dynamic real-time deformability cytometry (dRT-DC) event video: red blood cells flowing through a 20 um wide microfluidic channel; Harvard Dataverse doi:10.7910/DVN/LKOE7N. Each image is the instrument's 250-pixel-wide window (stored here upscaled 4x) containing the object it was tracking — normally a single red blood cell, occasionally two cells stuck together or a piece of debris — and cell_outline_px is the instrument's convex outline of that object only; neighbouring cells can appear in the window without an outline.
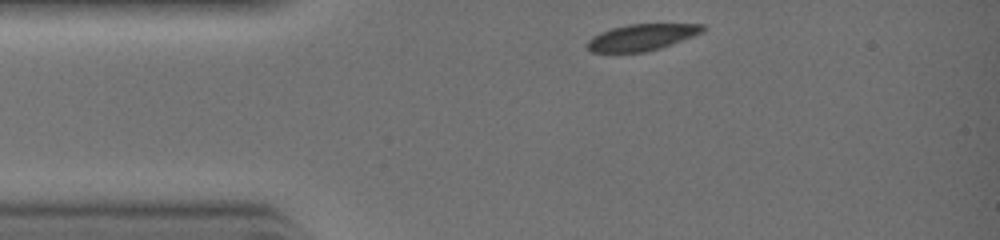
{"species": "common noctule bat (a hibernating species)", "species_latin": "Nyctalus noctula", "temperature_condition": "warm", "stored_images_in_passage": 23, "camera_frame_rate_fps": 3000, "um_per_image_px": 0.085, "animal": {"sex": "female", "body_mass_g": 19.0, "forearm_length_mm": 51.5}, "frame": {"image": 1, "passage_image": 1, "time_ms": 0.0, "image_size_px": [1000, 240], "cell_outline_px": [[708, 28], [704, 32], [672, 44], [660, 48], [644, 52], [592, 52], [584, 44], [592, 36], [600, 32], [612, 28], [628, 24], [704, 24]], "centroid_in_image_um": [54.56, 3.16], "position_along_channel_um": 30.4, "area_um2": 17.92}}
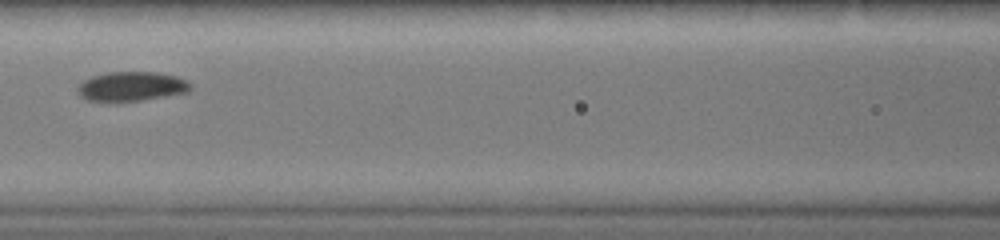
{"frame": {"image": 2, "passage_image": 9, "time_ms": 2.667, "image_size_px": [1000, 240], "cell_outline_px": [[192, 88], [188, 92], [116, 104], [112, 104], [88, 100], [80, 96], [76, 92], [76, 88], [84, 80], [92, 76], [108, 72], [156, 72], [176, 76], [188, 80], [192, 84]], "centroid_in_image_um": [11.14, 7.37], "position_along_channel_um": 155.5, "area_um2": 19.94}}
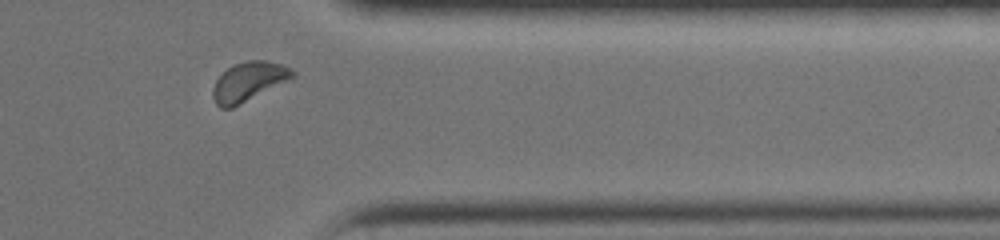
{"frame": {"image": 3, "passage_image": 21, "time_ms": 6.667, "image_size_px": [1000, 240], "cell_outline_px": [[296, 76], [292, 80], [232, 108], [220, 108], [216, 104], [212, 96], [212, 88], [216, 80], [232, 64], [248, 60], [264, 60], [280, 64], [292, 68], [296, 72]], "centroid_in_image_um": [21.18, 6.94], "position_along_channel_um": 390.2, "area_um2": 18.55}}